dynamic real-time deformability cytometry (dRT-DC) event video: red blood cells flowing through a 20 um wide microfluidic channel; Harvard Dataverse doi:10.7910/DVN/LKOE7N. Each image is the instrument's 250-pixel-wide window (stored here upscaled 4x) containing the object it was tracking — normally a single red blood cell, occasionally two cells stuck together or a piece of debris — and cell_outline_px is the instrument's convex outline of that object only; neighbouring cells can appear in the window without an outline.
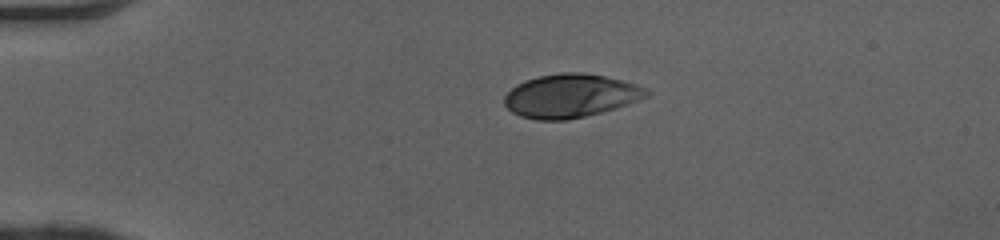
{"species": "human", "species_latin": "Homo sapiens", "temperature_condition": "cold", "stored_images_in_passage": 40, "camera_frame_rate_fps": 3000, "um_per_image_px": 0.085, "donor": {"sex": "female"}, "frame": {"image": 1, "passage_image": 1, "time_ms": 0.0, "image_size_px": [1000, 240], "cell_outline_px": [[652, 92], [648, 96], [628, 104], [616, 108], [568, 120], [536, 120], [520, 116], [512, 112], [504, 104], [504, 96], [516, 84], [524, 80], [540, 76], [560, 72], [580, 72], [604, 76], [636, 84], [648, 88]], "centroid_in_image_um": [48.5, 8.14], "position_along_channel_um": 36.5, "area_um2": 36.07}}
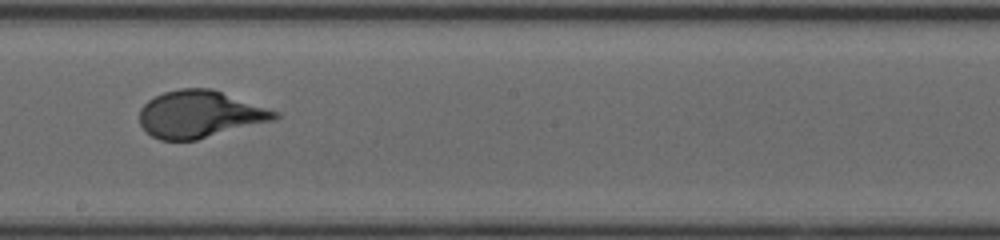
{"frame": {"image": 2, "passage_image": 19, "time_ms": 6.0, "image_size_px": [1000, 240], "cell_outline_px": [[280, 116], [272, 120], [196, 140], [160, 140], [152, 136], [140, 124], [140, 108], [148, 100], [164, 92], [180, 88], [212, 88], [280, 112]], "centroid_in_image_um": [16.97, 9.7], "position_along_channel_um": 231.2, "area_um2": 36.88}}
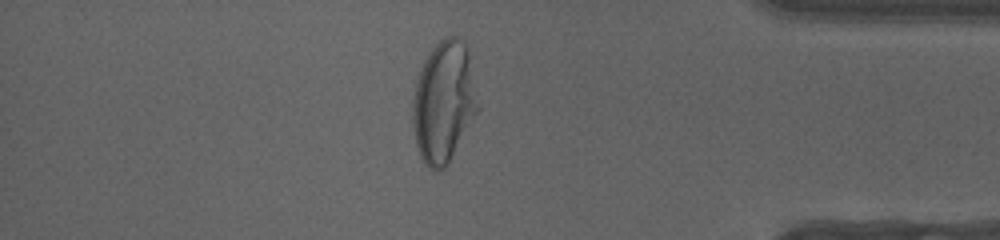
{"frame": {"image": 3, "passage_image": 33, "time_ms": 10.667, "image_size_px": [1000, 240], "cell_outline_px": [[480, 108], [444, 168], [440, 172], [436, 172], [428, 168], [424, 164], [420, 156], [416, 144], [412, 124], [412, 100], [416, 80], [424, 60], [432, 48], [444, 36], [456, 36], [468, 48]], "centroid_in_image_um": [37.71, 8.66], "position_along_channel_um": 397.5, "area_um2": 46.3}, "authors_computed_cell_mechanics": {"area_um2": 36.9053, "velocity_mm_per_s": 4.0872, "shape_relaxation_time_tau1_ms": 4.2592, "shape_relaxation_time_tau2_ms": null, "deformation_change_tau1": 0.204, "deformation_change_tau2": null}}